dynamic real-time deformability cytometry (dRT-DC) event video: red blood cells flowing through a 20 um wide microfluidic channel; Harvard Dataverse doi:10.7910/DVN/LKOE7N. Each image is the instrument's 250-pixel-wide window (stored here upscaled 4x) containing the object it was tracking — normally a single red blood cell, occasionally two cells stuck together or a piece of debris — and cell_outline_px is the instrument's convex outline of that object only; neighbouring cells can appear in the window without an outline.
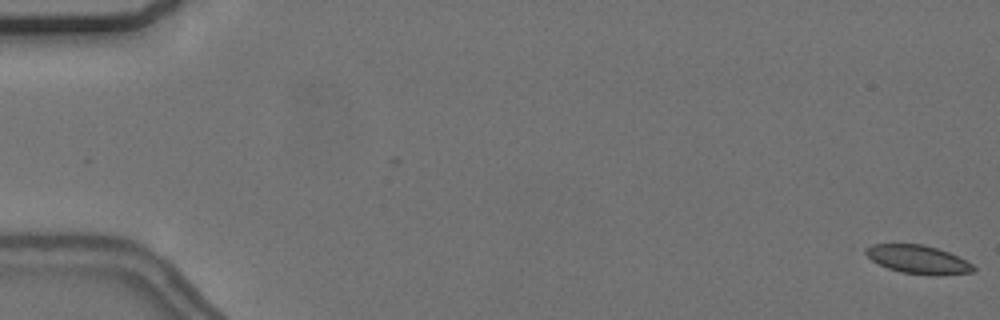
{"species": "common noctule bat (a hibernating species)", "species_latin": "Nyctalus noctula", "temperature_condition": "cold", "stored_images_in_passage": 11, "camera_frame_rate_fps": 3000, "um_per_image_px": 0.085, "animal": {"sex": "female", "body_mass_g": 24.6, "forearm_length_mm": 56.2}, "frame": {"image": 1, "passage_image": 1, "time_ms": 0.0, "image_size_px": [1000, 320], "cell_outline_px": [[976, 268], [972, 272], [900, 272], [888, 268], [872, 260], [864, 252], [864, 248], [872, 244], [924, 244], [948, 252], [972, 264]], "centroid_in_image_um": [77.92, 21.98], "position_along_channel_um": 7.1, "area_um2": 16.7}}